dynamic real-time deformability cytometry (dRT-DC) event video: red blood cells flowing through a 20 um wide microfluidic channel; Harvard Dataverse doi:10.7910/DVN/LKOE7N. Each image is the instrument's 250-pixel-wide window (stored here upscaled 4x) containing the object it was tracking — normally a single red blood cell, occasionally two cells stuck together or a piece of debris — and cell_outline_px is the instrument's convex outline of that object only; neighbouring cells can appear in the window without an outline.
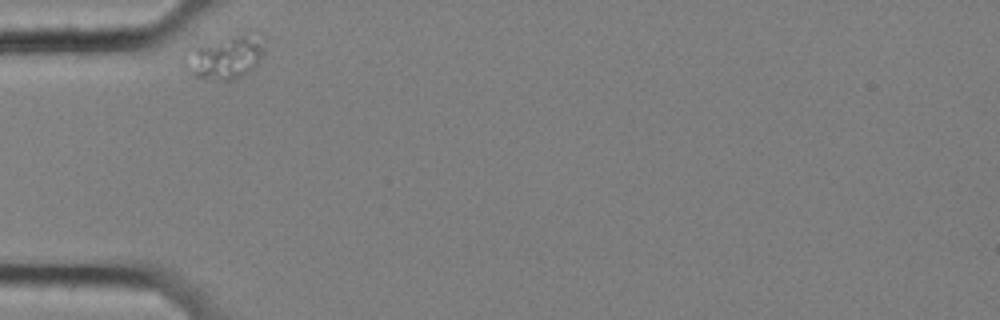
{"species": "common noctule bat (a hibernating species)", "species_latin": "Nyctalus noctula", "temperature_condition": "cold", "stored_images_in_passage": 35, "camera_frame_rate_fps": 3000, "um_per_image_px": 0.085, "animal": {"sex": "female", "body_mass_g": 25.1}, "frame": {"image": 1, "passage_image": 1, "time_ms": 0.0, "image_size_px": [1000, 320], "cell_outline_px": [[264, 52], [256, 64], [244, 76], [236, 80], [224, 80], [196, 76], [180, 60], [180, 56], [184, 52], [196, 48], [240, 36], [244, 36], [264, 48]], "centroid_in_image_um": [19.02, 5.0], "position_along_channel_um": 66.0, "area_um2": 18.15}}
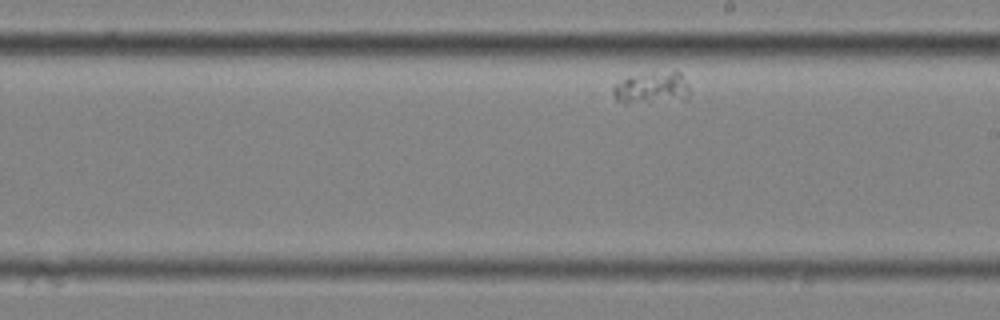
{"frame": {"image": 2, "passage_image": 20, "time_ms": 6.333, "image_size_px": [1000, 320], "cell_outline_px": [[688, 100], [624, 104], [616, 100], [612, 96], [612, 88], [616, 84], [628, 76], [676, 68], [680, 72], [688, 84]], "centroid_in_image_um": [55.42, 7.46], "position_along_channel_um": 233.6, "area_um2": 14.97}}
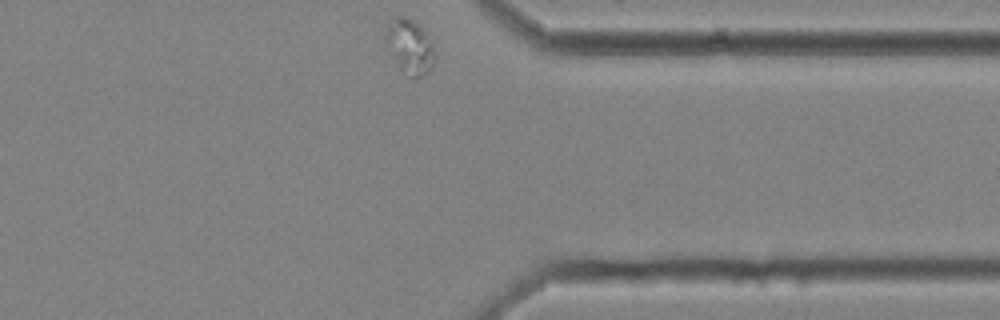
{"frame": {"image": 3, "passage_image": 35, "time_ms": 11.333, "image_size_px": [1000, 320], "cell_outline_px": [[436, 56], [432, 64], [420, 76], [408, 76], [400, 68], [384, 36], [392, 16], [404, 16], [412, 20], [424, 32], [432, 44]], "centroid_in_image_um": [34.82, 3.91], "position_along_channel_um": 376.6, "area_um2": 14.74}}